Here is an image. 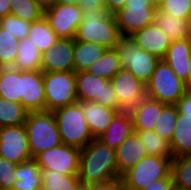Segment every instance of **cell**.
Instances as JSON below:
<instances>
[{
  "label": "cell",
  "instance_id": "obj_1",
  "mask_svg": "<svg viewBox=\"0 0 191 190\" xmlns=\"http://www.w3.org/2000/svg\"><path fill=\"white\" fill-rule=\"evenodd\" d=\"M116 151L99 139H93L81 149L79 179L82 184L98 186L121 179Z\"/></svg>",
  "mask_w": 191,
  "mask_h": 190
},
{
  "label": "cell",
  "instance_id": "obj_2",
  "mask_svg": "<svg viewBox=\"0 0 191 190\" xmlns=\"http://www.w3.org/2000/svg\"><path fill=\"white\" fill-rule=\"evenodd\" d=\"M121 38L115 16L107 10L83 12L75 40L97 43L110 49L116 48Z\"/></svg>",
  "mask_w": 191,
  "mask_h": 190
},
{
  "label": "cell",
  "instance_id": "obj_3",
  "mask_svg": "<svg viewBox=\"0 0 191 190\" xmlns=\"http://www.w3.org/2000/svg\"><path fill=\"white\" fill-rule=\"evenodd\" d=\"M24 125L32 159H35L40 153L62 144L53 112H28Z\"/></svg>",
  "mask_w": 191,
  "mask_h": 190
},
{
  "label": "cell",
  "instance_id": "obj_4",
  "mask_svg": "<svg viewBox=\"0 0 191 190\" xmlns=\"http://www.w3.org/2000/svg\"><path fill=\"white\" fill-rule=\"evenodd\" d=\"M53 114L62 143L83 149L93 140L79 102L58 108Z\"/></svg>",
  "mask_w": 191,
  "mask_h": 190
},
{
  "label": "cell",
  "instance_id": "obj_5",
  "mask_svg": "<svg viewBox=\"0 0 191 190\" xmlns=\"http://www.w3.org/2000/svg\"><path fill=\"white\" fill-rule=\"evenodd\" d=\"M172 159L146 155L136 165L123 173L120 180L126 190H143L152 182L171 175Z\"/></svg>",
  "mask_w": 191,
  "mask_h": 190
},
{
  "label": "cell",
  "instance_id": "obj_6",
  "mask_svg": "<svg viewBox=\"0 0 191 190\" xmlns=\"http://www.w3.org/2000/svg\"><path fill=\"white\" fill-rule=\"evenodd\" d=\"M146 86V96L165 104L176 105L187 91L183 82L172 68L161 59Z\"/></svg>",
  "mask_w": 191,
  "mask_h": 190
},
{
  "label": "cell",
  "instance_id": "obj_7",
  "mask_svg": "<svg viewBox=\"0 0 191 190\" xmlns=\"http://www.w3.org/2000/svg\"><path fill=\"white\" fill-rule=\"evenodd\" d=\"M116 49L121 67L129 70L146 85L161 59L146 50H142L130 37H122Z\"/></svg>",
  "mask_w": 191,
  "mask_h": 190
},
{
  "label": "cell",
  "instance_id": "obj_8",
  "mask_svg": "<svg viewBox=\"0 0 191 190\" xmlns=\"http://www.w3.org/2000/svg\"><path fill=\"white\" fill-rule=\"evenodd\" d=\"M46 111L78 102L75 87V71L43 72Z\"/></svg>",
  "mask_w": 191,
  "mask_h": 190
},
{
  "label": "cell",
  "instance_id": "obj_9",
  "mask_svg": "<svg viewBox=\"0 0 191 190\" xmlns=\"http://www.w3.org/2000/svg\"><path fill=\"white\" fill-rule=\"evenodd\" d=\"M75 87L78 101H94L122 111L118 107V98L109 80L87 71H79L75 72Z\"/></svg>",
  "mask_w": 191,
  "mask_h": 190
},
{
  "label": "cell",
  "instance_id": "obj_10",
  "mask_svg": "<svg viewBox=\"0 0 191 190\" xmlns=\"http://www.w3.org/2000/svg\"><path fill=\"white\" fill-rule=\"evenodd\" d=\"M156 9L153 0H127L124 8L114 14L122 37H129L152 24Z\"/></svg>",
  "mask_w": 191,
  "mask_h": 190
},
{
  "label": "cell",
  "instance_id": "obj_11",
  "mask_svg": "<svg viewBox=\"0 0 191 190\" xmlns=\"http://www.w3.org/2000/svg\"><path fill=\"white\" fill-rule=\"evenodd\" d=\"M81 149L64 143L40 153L35 160L41 169L64 175H79Z\"/></svg>",
  "mask_w": 191,
  "mask_h": 190
},
{
  "label": "cell",
  "instance_id": "obj_12",
  "mask_svg": "<svg viewBox=\"0 0 191 190\" xmlns=\"http://www.w3.org/2000/svg\"><path fill=\"white\" fill-rule=\"evenodd\" d=\"M0 157L18 165L32 159L25 125L0 127Z\"/></svg>",
  "mask_w": 191,
  "mask_h": 190
},
{
  "label": "cell",
  "instance_id": "obj_13",
  "mask_svg": "<svg viewBox=\"0 0 191 190\" xmlns=\"http://www.w3.org/2000/svg\"><path fill=\"white\" fill-rule=\"evenodd\" d=\"M44 17L59 38H75L83 11L78 4L57 3L44 11Z\"/></svg>",
  "mask_w": 191,
  "mask_h": 190
},
{
  "label": "cell",
  "instance_id": "obj_14",
  "mask_svg": "<svg viewBox=\"0 0 191 190\" xmlns=\"http://www.w3.org/2000/svg\"><path fill=\"white\" fill-rule=\"evenodd\" d=\"M110 82L122 111H129L146 96L145 84L127 69L122 68Z\"/></svg>",
  "mask_w": 191,
  "mask_h": 190
},
{
  "label": "cell",
  "instance_id": "obj_15",
  "mask_svg": "<svg viewBox=\"0 0 191 190\" xmlns=\"http://www.w3.org/2000/svg\"><path fill=\"white\" fill-rule=\"evenodd\" d=\"M75 38H59L41 55L42 72H69L74 67Z\"/></svg>",
  "mask_w": 191,
  "mask_h": 190
},
{
  "label": "cell",
  "instance_id": "obj_16",
  "mask_svg": "<svg viewBox=\"0 0 191 190\" xmlns=\"http://www.w3.org/2000/svg\"><path fill=\"white\" fill-rule=\"evenodd\" d=\"M21 104L28 112L46 111L43 72L22 70Z\"/></svg>",
  "mask_w": 191,
  "mask_h": 190
},
{
  "label": "cell",
  "instance_id": "obj_17",
  "mask_svg": "<svg viewBox=\"0 0 191 190\" xmlns=\"http://www.w3.org/2000/svg\"><path fill=\"white\" fill-rule=\"evenodd\" d=\"M130 39L142 50L163 59L171 44V39L153 23L134 32Z\"/></svg>",
  "mask_w": 191,
  "mask_h": 190
},
{
  "label": "cell",
  "instance_id": "obj_18",
  "mask_svg": "<svg viewBox=\"0 0 191 190\" xmlns=\"http://www.w3.org/2000/svg\"><path fill=\"white\" fill-rule=\"evenodd\" d=\"M93 139H98L109 127L119 112L117 109L101 105L94 101H78Z\"/></svg>",
  "mask_w": 191,
  "mask_h": 190
},
{
  "label": "cell",
  "instance_id": "obj_19",
  "mask_svg": "<svg viewBox=\"0 0 191 190\" xmlns=\"http://www.w3.org/2000/svg\"><path fill=\"white\" fill-rule=\"evenodd\" d=\"M167 104L145 96L135 107L129 110L134 131H154L159 119V111Z\"/></svg>",
  "mask_w": 191,
  "mask_h": 190
},
{
  "label": "cell",
  "instance_id": "obj_20",
  "mask_svg": "<svg viewBox=\"0 0 191 190\" xmlns=\"http://www.w3.org/2000/svg\"><path fill=\"white\" fill-rule=\"evenodd\" d=\"M134 132L130 112L121 111L115 115L107 130L98 139L111 149L116 150Z\"/></svg>",
  "mask_w": 191,
  "mask_h": 190
},
{
  "label": "cell",
  "instance_id": "obj_21",
  "mask_svg": "<svg viewBox=\"0 0 191 190\" xmlns=\"http://www.w3.org/2000/svg\"><path fill=\"white\" fill-rule=\"evenodd\" d=\"M191 54V41L189 38L171 41L163 60L172 68L174 73L186 82Z\"/></svg>",
  "mask_w": 191,
  "mask_h": 190
},
{
  "label": "cell",
  "instance_id": "obj_22",
  "mask_svg": "<svg viewBox=\"0 0 191 190\" xmlns=\"http://www.w3.org/2000/svg\"><path fill=\"white\" fill-rule=\"evenodd\" d=\"M115 151L118 171L121 175L147 155L136 132L128 136Z\"/></svg>",
  "mask_w": 191,
  "mask_h": 190
},
{
  "label": "cell",
  "instance_id": "obj_23",
  "mask_svg": "<svg viewBox=\"0 0 191 190\" xmlns=\"http://www.w3.org/2000/svg\"><path fill=\"white\" fill-rule=\"evenodd\" d=\"M153 24L162 30L171 41L189 38L190 21L162 12L158 7L154 12Z\"/></svg>",
  "mask_w": 191,
  "mask_h": 190
},
{
  "label": "cell",
  "instance_id": "obj_24",
  "mask_svg": "<svg viewBox=\"0 0 191 190\" xmlns=\"http://www.w3.org/2000/svg\"><path fill=\"white\" fill-rule=\"evenodd\" d=\"M17 180L12 190H41V168L35 159L20 163L16 168Z\"/></svg>",
  "mask_w": 191,
  "mask_h": 190
},
{
  "label": "cell",
  "instance_id": "obj_25",
  "mask_svg": "<svg viewBox=\"0 0 191 190\" xmlns=\"http://www.w3.org/2000/svg\"><path fill=\"white\" fill-rule=\"evenodd\" d=\"M22 70L0 67V97L21 103Z\"/></svg>",
  "mask_w": 191,
  "mask_h": 190
},
{
  "label": "cell",
  "instance_id": "obj_26",
  "mask_svg": "<svg viewBox=\"0 0 191 190\" xmlns=\"http://www.w3.org/2000/svg\"><path fill=\"white\" fill-rule=\"evenodd\" d=\"M108 48L93 42L75 40L74 67L75 72L86 71L106 52Z\"/></svg>",
  "mask_w": 191,
  "mask_h": 190
},
{
  "label": "cell",
  "instance_id": "obj_27",
  "mask_svg": "<svg viewBox=\"0 0 191 190\" xmlns=\"http://www.w3.org/2000/svg\"><path fill=\"white\" fill-rule=\"evenodd\" d=\"M169 144L173 158L191 155V120L184 118V114L179 113L174 135Z\"/></svg>",
  "mask_w": 191,
  "mask_h": 190
},
{
  "label": "cell",
  "instance_id": "obj_28",
  "mask_svg": "<svg viewBox=\"0 0 191 190\" xmlns=\"http://www.w3.org/2000/svg\"><path fill=\"white\" fill-rule=\"evenodd\" d=\"M42 53L27 36L18 43V53L12 68L18 70H41Z\"/></svg>",
  "mask_w": 191,
  "mask_h": 190
},
{
  "label": "cell",
  "instance_id": "obj_29",
  "mask_svg": "<svg viewBox=\"0 0 191 190\" xmlns=\"http://www.w3.org/2000/svg\"><path fill=\"white\" fill-rule=\"evenodd\" d=\"M121 69L117 49L110 48L106 50L100 59L87 68L86 71L110 81Z\"/></svg>",
  "mask_w": 191,
  "mask_h": 190
},
{
  "label": "cell",
  "instance_id": "obj_30",
  "mask_svg": "<svg viewBox=\"0 0 191 190\" xmlns=\"http://www.w3.org/2000/svg\"><path fill=\"white\" fill-rule=\"evenodd\" d=\"M28 37L41 53L51 48L59 39L44 16L31 23Z\"/></svg>",
  "mask_w": 191,
  "mask_h": 190
},
{
  "label": "cell",
  "instance_id": "obj_31",
  "mask_svg": "<svg viewBox=\"0 0 191 190\" xmlns=\"http://www.w3.org/2000/svg\"><path fill=\"white\" fill-rule=\"evenodd\" d=\"M42 190H76L80 179L78 175H64L60 172L41 169Z\"/></svg>",
  "mask_w": 191,
  "mask_h": 190
},
{
  "label": "cell",
  "instance_id": "obj_32",
  "mask_svg": "<svg viewBox=\"0 0 191 190\" xmlns=\"http://www.w3.org/2000/svg\"><path fill=\"white\" fill-rule=\"evenodd\" d=\"M27 114L21 103L0 97V127L24 125Z\"/></svg>",
  "mask_w": 191,
  "mask_h": 190
},
{
  "label": "cell",
  "instance_id": "obj_33",
  "mask_svg": "<svg viewBox=\"0 0 191 190\" xmlns=\"http://www.w3.org/2000/svg\"><path fill=\"white\" fill-rule=\"evenodd\" d=\"M143 143L147 155L173 158L170 144L155 131H135Z\"/></svg>",
  "mask_w": 191,
  "mask_h": 190
},
{
  "label": "cell",
  "instance_id": "obj_34",
  "mask_svg": "<svg viewBox=\"0 0 191 190\" xmlns=\"http://www.w3.org/2000/svg\"><path fill=\"white\" fill-rule=\"evenodd\" d=\"M178 115L177 105L167 104L163 111H159V119L154 131L169 143L174 135Z\"/></svg>",
  "mask_w": 191,
  "mask_h": 190
},
{
  "label": "cell",
  "instance_id": "obj_35",
  "mask_svg": "<svg viewBox=\"0 0 191 190\" xmlns=\"http://www.w3.org/2000/svg\"><path fill=\"white\" fill-rule=\"evenodd\" d=\"M10 14L32 23L44 16V10L36 0H10Z\"/></svg>",
  "mask_w": 191,
  "mask_h": 190
},
{
  "label": "cell",
  "instance_id": "obj_36",
  "mask_svg": "<svg viewBox=\"0 0 191 190\" xmlns=\"http://www.w3.org/2000/svg\"><path fill=\"white\" fill-rule=\"evenodd\" d=\"M174 187L182 190H191V155L172 159Z\"/></svg>",
  "mask_w": 191,
  "mask_h": 190
},
{
  "label": "cell",
  "instance_id": "obj_37",
  "mask_svg": "<svg viewBox=\"0 0 191 190\" xmlns=\"http://www.w3.org/2000/svg\"><path fill=\"white\" fill-rule=\"evenodd\" d=\"M19 40L0 28V67H12L18 53Z\"/></svg>",
  "mask_w": 191,
  "mask_h": 190
},
{
  "label": "cell",
  "instance_id": "obj_38",
  "mask_svg": "<svg viewBox=\"0 0 191 190\" xmlns=\"http://www.w3.org/2000/svg\"><path fill=\"white\" fill-rule=\"evenodd\" d=\"M157 7L173 17L191 20V0H161Z\"/></svg>",
  "mask_w": 191,
  "mask_h": 190
},
{
  "label": "cell",
  "instance_id": "obj_39",
  "mask_svg": "<svg viewBox=\"0 0 191 190\" xmlns=\"http://www.w3.org/2000/svg\"><path fill=\"white\" fill-rule=\"evenodd\" d=\"M31 23L14 15H6L0 18V28L13 34L19 41L29 35Z\"/></svg>",
  "mask_w": 191,
  "mask_h": 190
},
{
  "label": "cell",
  "instance_id": "obj_40",
  "mask_svg": "<svg viewBox=\"0 0 191 190\" xmlns=\"http://www.w3.org/2000/svg\"><path fill=\"white\" fill-rule=\"evenodd\" d=\"M18 164L0 157V190H12L17 180L15 171Z\"/></svg>",
  "mask_w": 191,
  "mask_h": 190
},
{
  "label": "cell",
  "instance_id": "obj_41",
  "mask_svg": "<svg viewBox=\"0 0 191 190\" xmlns=\"http://www.w3.org/2000/svg\"><path fill=\"white\" fill-rule=\"evenodd\" d=\"M176 105L179 113L184 114V118L191 120V92L186 91Z\"/></svg>",
  "mask_w": 191,
  "mask_h": 190
},
{
  "label": "cell",
  "instance_id": "obj_42",
  "mask_svg": "<svg viewBox=\"0 0 191 190\" xmlns=\"http://www.w3.org/2000/svg\"><path fill=\"white\" fill-rule=\"evenodd\" d=\"M174 180L172 174L167 178H161L152 182L143 190H174Z\"/></svg>",
  "mask_w": 191,
  "mask_h": 190
},
{
  "label": "cell",
  "instance_id": "obj_43",
  "mask_svg": "<svg viewBox=\"0 0 191 190\" xmlns=\"http://www.w3.org/2000/svg\"><path fill=\"white\" fill-rule=\"evenodd\" d=\"M106 0H79L78 5L81 7L83 12L93 10H106Z\"/></svg>",
  "mask_w": 191,
  "mask_h": 190
},
{
  "label": "cell",
  "instance_id": "obj_44",
  "mask_svg": "<svg viewBox=\"0 0 191 190\" xmlns=\"http://www.w3.org/2000/svg\"><path fill=\"white\" fill-rule=\"evenodd\" d=\"M127 0H106L105 8L109 14H116L122 8H124Z\"/></svg>",
  "mask_w": 191,
  "mask_h": 190
},
{
  "label": "cell",
  "instance_id": "obj_45",
  "mask_svg": "<svg viewBox=\"0 0 191 190\" xmlns=\"http://www.w3.org/2000/svg\"><path fill=\"white\" fill-rule=\"evenodd\" d=\"M95 190H126V188L124 187L122 181L119 179L106 185L95 186Z\"/></svg>",
  "mask_w": 191,
  "mask_h": 190
},
{
  "label": "cell",
  "instance_id": "obj_46",
  "mask_svg": "<svg viewBox=\"0 0 191 190\" xmlns=\"http://www.w3.org/2000/svg\"><path fill=\"white\" fill-rule=\"evenodd\" d=\"M10 14V0H0V18Z\"/></svg>",
  "mask_w": 191,
  "mask_h": 190
},
{
  "label": "cell",
  "instance_id": "obj_47",
  "mask_svg": "<svg viewBox=\"0 0 191 190\" xmlns=\"http://www.w3.org/2000/svg\"><path fill=\"white\" fill-rule=\"evenodd\" d=\"M36 2L45 11L59 3V0H36Z\"/></svg>",
  "mask_w": 191,
  "mask_h": 190
},
{
  "label": "cell",
  "instance_id": "obj_48",
  "mask_svg": "<svg viewBox=\"0 0 191 190\" xmlns=\"http://www.w3.org/2000/svg\"><path fill=\"white\" fill-rule=\"evenodd\" d=\"M188 64H189V67H188L189 73L185 82V86L187 91L191 92V54H190V59Z\"/></svg>",
  "mask_w": 191,
  "mask_h": 190
},
{
  "label": "cell",
  "instance_id": "obj_49",
  "mask_svg": "<svg viewBox=\"0 0 191 190\" xmlns=\"http://www.w3.org/2000/svg\"><path fill=\"white\" fill-rule=\"evenodd\" d=\"M76 190H95V186L80 183Z\"/></svg>",
  "mask_w": 191,
  "mask_h": 190
},
{
  "label": "cell",
  "instance_id": "obj_50",
  "mask_svg": "<svg viewBox=\"0 0 191 190\" xmlns=\"http://www.w3.org/2000/svg\"><path fill=\"white\" fill-rule=\"evenodd\" d=\"M79 0H59V3L63 4H71V5H76L78 4Z\"/></svg>",
  "mask_w": 191,
  "mask_h": 190
},
{
  "label": "cell",
  "instance_id": "obj_51",
  "mask_svg": "<svg viewBox=\"0 0 191 190\" xmlns=\"http://www.w3.org/2000/svg\"><path fill=\"white\" fill-rule=\"evenodd\" d=\"M189 40L191 41V20H190V24H189Z\"/></svg>",
  "mask_w": 191,
  "mask_h": 190
},
{
  "label": "cell",
  "instance_id": "obj_52",
  "mask_svg": "<svg viewBox=\"0 0 191 190\" xmlns=\"http://www.w3.org/2000/svg\"><path fill=\"white\" fill-rule=\"evenodd\" d=\"M155 4H158L161 0H153Z\"/></svg>",
  "mask_w": 191,
  "mask_h": 190
}]
</instances>
